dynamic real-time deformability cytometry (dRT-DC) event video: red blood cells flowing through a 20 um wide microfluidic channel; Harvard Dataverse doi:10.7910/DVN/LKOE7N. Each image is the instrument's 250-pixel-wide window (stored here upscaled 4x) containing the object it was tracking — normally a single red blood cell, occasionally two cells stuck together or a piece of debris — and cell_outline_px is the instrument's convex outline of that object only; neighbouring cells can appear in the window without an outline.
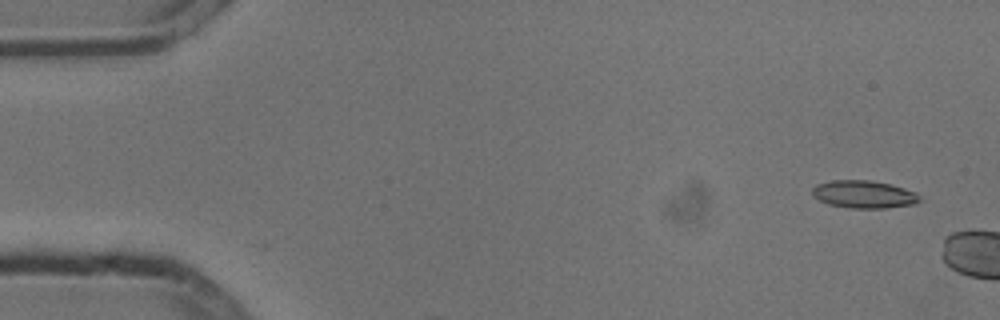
{"species": "common noctule bat (a hibernating species)", "species_latin": "Nyctalus noctula", "temperature_condition": "cold", "stored_images_in_passage": 2, "camera_frame_rate_fps": 3000, "um_per_image_px": 0.085, "animal": {"sex": "male", "body_mass_g": 13.3}, "frame": {"image": 1, "passage_image": 1, "time_ms": 0.0, "image_size_px": [1000, 320], "cell_outline_px": [[920, 200], [916, 204], [884, 208], [848, 208], [828, 204], [812, 196], [812, 188], [816, 184], [832, 180], [872, 180], [904, 188], [916, 192], [920, 196]], "centroid_in_image_um": [73.42, 16.52], "position_along_channel_um": 11.6, "area_um2": 17.4}}